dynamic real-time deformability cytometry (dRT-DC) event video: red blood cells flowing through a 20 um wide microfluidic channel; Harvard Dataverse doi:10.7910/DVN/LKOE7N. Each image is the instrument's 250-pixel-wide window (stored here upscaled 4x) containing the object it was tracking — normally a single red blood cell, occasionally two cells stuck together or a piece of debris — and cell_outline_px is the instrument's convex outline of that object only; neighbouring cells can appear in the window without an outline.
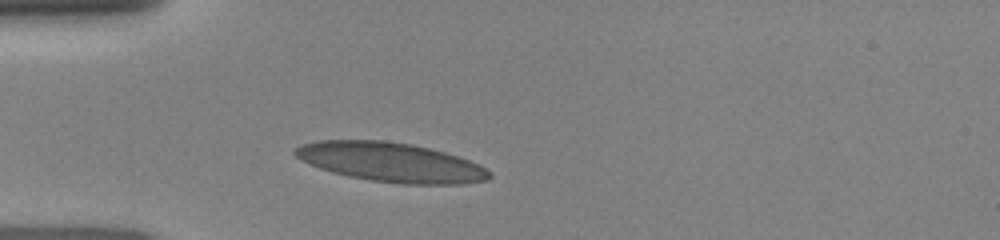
{"species": "human", "species_latin": "Homo sapiens", "temperature_condition": "room temperature", "stored_images_in_passage": 25, "camera_frame_rate_fps": 3000, "um_per_image_px": 0.085, "donor": {"sex": "female"}, "frame": {"image": 1, "passage_image": 1, "time_ms": 0.0, "image_size_px": [1000, 240], "cell_outline_px": [[492, 176], [488, 180], [460, 184], [404, 184], [368, 180], [348, 176], [332, 172], [320, 168], [300, 160], [292, 152], [300, 144], [320, 140], [384, 140], [412, 144], [444, 152], [468, 160], [484, 168]], "centroid_in_image_um": [33.17, 13.79], "position_along_channel_um": 51.8, "area_um2": 44.33}}
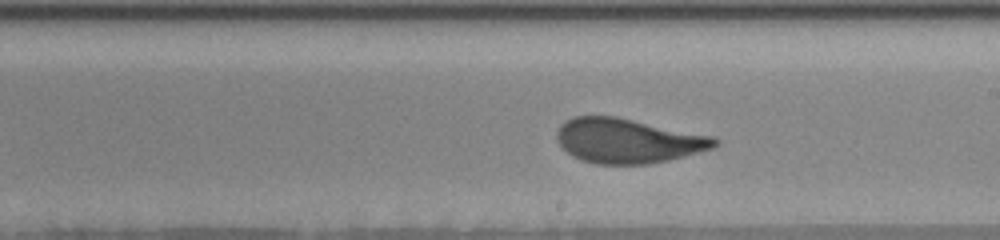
{"frame": {"image": 2, "passage_image": 15, "time_ms": 4.667, "image_size_px": [1000, 240], "cell_outline_px": [[720, 144], [712, 148], [684, 156], [668, 160], [648, 164], [596, 164], [580, 160], [572, 156], [560, 148], [556, 140], [556, 132], [560, 124], [572, 116], [616, 116], [712, 136], [720, 140]], "centroid_in_image_um": [53.31, 11.96], "position_along_channel_um": 235.7, "area_um2": 41.33}}
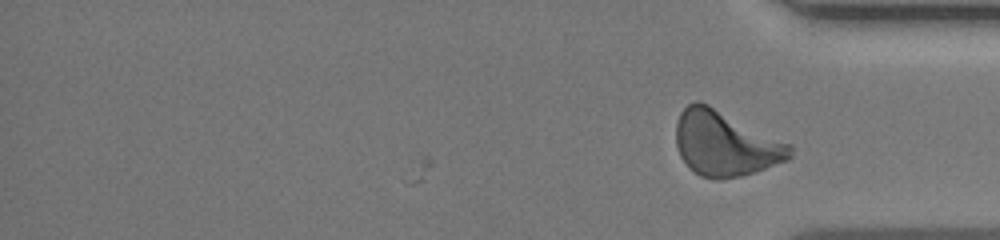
{"frame": {"image": 3, "passage_image": 25, "time_ms": 8.0, "image_size_px": [1000, 240], "cell_outline_px": [[792, 156], [788, 160], [740, 176], [720, 180], [716, 180], [700, 176], [680, 156], [676, 144], [676, 120], [680, 112], [688, 104], [696, 100], [700, 100], [792, 144]], "centroid_in_image_um": [61.64, 12.18], "position_along_channel_um": 373.6, "area_um2": 43.18}}